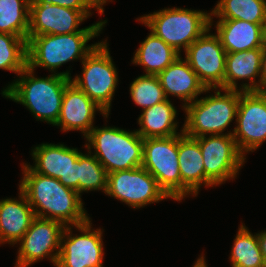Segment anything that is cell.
<instances>
[{
  "label": "cell",
  "instance_id": "6da1fadb",
  "mask_svg": "<svg viewBox=\"0 0 266 267\" xmlns=\"http://www.w3.org/2000/svg\"><path fill=\"white\" fill-rule=\"evenodd\" d=\"M23 166L19 190L27 197L36 217L59 221L64 226H76L89 219L77 191L65 187L58 179L34 172L30 165Z\"/></svg>",
  "mask_w": 266,
  "mask_h": 267
},
{
  "label": "cell",
  "instance_id": "7a4b0ae2",
  "mask_svg": "<svg viewBox=\"0 0 266 267\" xmlns=\"http://www.w3.org/2000/svg\"><path fill=\"white\" fill-rule=\"evenodd\" d=\"M28 66L19 74L21 79L2 91L5 98L26 106L38 120L55 125L60 115L63 94L71 82L69 72L35 78Z\"/></svg>",
  "mask_w": 266,
  "mask_h": 267
},
{
  "label": "cell",
  "instance_id": "3957f363",
  "mask_svg": "<svg viewBox=\"0 0 266 267\" xmlns=\"http://www.w3.org/2000/svg\"><path fill=\"white\" fill-rule=\"evenodd\" d=\"M107 21L95 23L81 31L72 34H47L28 37L27 39V66L34 70L42 66L56 70L63 63L85 57L98 44L86 46L91 38L98 36Z\"/></svg>",
  "mask_w": 266,
  "mask_h": 267
},
{
  "label": "cell",
  "instance_id": "277c9868",
  "mask_svg": "<svg viewBox=\"0 0 266 267\" xmlns=\"http://www.w3.org/2000/svg\"><path fill=\"white\" fill-rule=\"evenodd\" d=\"M93 129L86 136L95 149V158L107 173L141 167L143 162V138L137 131L129 132L116 127ZM91 145V146H90Z\"/></svg>",
  "mask_w": 266,
  "mask_h": 267
},
{
  "label": "cell",
  "instance_id": "5b68a950",
  "mask_svg": "<svg viewBox=\"0 0 266 267\" xmlns=\"http://www.w3.org/2000/svg\"><path fill=\"white\" fill-rule=\"evenodd\" d=\"M177 52L186 50L212 26L211 15L203 11L168 8L138 19Z\"/></svg>",
  "mask_w": 266,
  "mask_h": 267
},
{
  "label": "cell",
  "instance_id": "8992f818",
  "mask_svg": "<svg viewBox=\"0 0 266 267\" xmlns=\"http://www.w3.org/2000/svg\"><path fill=\"white\" fill-rule=\"evenodd\" d=\"M202 99H196L183 106L186 112V120L183 133L192 138L210 135H222L230 122L237 117L239 105V91L223 89Z\"/></svg>",
  "mask_w": 266,
  "mask_h": 267
},
{
  "label": "cell",
  "instance_id": "52a82bcc",
  "mask_svg": "<svg viewBox=\"0 0 266 267\" xmlns=\"http://www.w3.org/2000/svg\"><path fill=\"white\" fill-rule=\"evenodd\" d=\"M82 64V78L76 76L71 82L109 115L118 76L107 43H98Z\"/></svg>",
  "mask_w": 266,
  "mask_h": 267
},
{
  "label": "cell",
  "instance_id": "ba28073f",
  "mask_svg": "<svg viewBox=\"0 0 266 267\" xmlns=\"http://www.w3.org/2000/svg\"><path fill=\"white\" fill-rule=\"evenodd\" d=\"M144 167L165 194L181 201V174L178 161V135L143 140Z\"/></svg>",
  "mask_w": 266,
  "mask_h": 267
},
{
  "label": "cell",
  "instance_id": "9c48e42d",
  "mask_svg": "<svg viewBox=\"0 0 266 267\" xmlns=\"http://www.w3.org/2000/svg\"><path fill=\"white\" fill-rule=\"evenodd\" d=\"M204 159L205 186L233 179L246 158L237 148L233 133L195 138Z\"/></svg>",
  "mask_w": 266,
  "mask_h": 267
},
{
  "label": "cell",
  "instance_id": "30bf717a",
  "mask_svg": "<svg viewBox=\"0 0 266 267\" xmlns=\"http://www.w3.org/2000/svg\"><path fill=\"white\" fill-rule=\"evenodd\" d=\"M237 126L233 138L244 152L256 150L266 140V92L239 90Z\"/></svg>",
  "mask_w": 266,
  "mask_h": 267
},
{
  "label": "cell",
  "instance_id": "8fae6325",
  "mask_svg": "<svg viewBox=\"0 0 266 267\" xmlns=\"http://www.w3.org/2000/svg\"><path fill=\"white\" fill-rule=\"evenodd\" d=\"M106 194L134 208L169 198L142 166L109 173Z\"/></svg>",
  "mask_w": 266,
  "mask_h": 267
},
{
  "label": "cell",
  "instance_id": "7c38bea8",
  "mask_svg": "<svg viewBox=\"0 0 266 267\" xmlns=\"http://www.w3.org/2000/svg\"><path fill=\"white\" fill-rule=\"evenodd\" d=\"M208 32L209 29L185 50V60L205 88L223 90L227 53L218 35Z\"/></svg>",
  "mask_w": 266,
  "mask_h": 267
},
{
  "label": "cell",
  "instance_id": "4fadbf2b",
  "mask_svg": "<svg viewBox=\"0 0 266 267\" xmlns=\"http://www.w3.org/2000/svg\"><path fill=\"white\" fill-rule=\"evenodd\" d=\"M90 222L88 219L75 226L83 232L79 236H72L70 226H65L56 267H103L102 232L100 229L91 231Z\"/></svg>",
  "mask_w": 266,
  "mask_h": 267
},
{
  "label": "cell",
  "instance_id": "5bb4252c",
  "mask_svg": "<svg viewBox=\"0 0 266 267\" xmlns=\"http://www.w3.org/2000/svg\"><path fill=\"white\" fill-rule=\"evenodd\" d=\"M64 228L65 226L59 221L35 217L20 240L21 246L15 267H28L49 255L56 266ZM54 250L56 253L51 254Z\"/></svg>",
  "mask_w": 266,
  "mask_h": 267
},
{
  "label": "cell",
  "instance_id": "9a60e30c",
  "mask_svg": "<svg viewBox=\"0 0 266 267\" xmlns=\"http://www.w3.org/2000/svg\"><path fill=\"white\" fill-rule=\"evenodd\" d=\"M81 152L64 144H41L34 148L35 166L30 168L46 176L58 179L65 187L79 193V155Z\"/></svg>",
  "mask_w": 266,
  "mask_h": 267
},
{
  "label": "cell",
  "instance_id": "2e32d148",
  "mask_svg": "<svg viewBox=\"0 0 266 267\" xmlns=\"http://www.w3.org/2000/svg\"><path fill=\"white\" fill-rule=\"evenodd\" d=\"M87 17L80 11L44 0H30L28 37L47 34H72Z\"/></svg>",
  "mask_w": 266,
  "mask_h": 267
},
{
  "label": "cell",
  "instance_id": "e0dca14e",
  "mask_svg": "<svg viewBox=\"0 0 266 267\" xmlns=\"http://www.w3.org/2000/svg\"><path fill=\"white\" fill-rule=\"evenodd\" d=\"M107 114L83 91L70 82L64 91L59 118L55 126H60L63 131L80 130L86 137L93 129L95 111Z\"/></svg>",
  "mask_w": 266,
  "mask_h": 267
},
{
  "label": "cell",
  "instance_id": "ac0fdd59",
  "mask_svg": "<svg viewBox=\"0 0 266 267\" xmlns=\"http://www.w3.org/2000/svg\"><path fill=\"white\" fill-rule=\"evenodd\" d=\"M179 56L173 63L157 75L164 90L165 96L175 95L185 101V105L194 102L196 97L210 88L199 81L197 74L193 71L186 60Z\"/></svg>",
  "mask_w": 266,
  "mask_h": 267
},
{
  "label": "cell",
  "instance_id": "d6986e66",
  "mask_svg": "<svg viewBox=\"0 0 266 267\" xmlns=\"http://www.w3.org/2000/svg\"><path fill=\"white\" fill-rule=\"evenodd\" d=\"M178 134V161L181 174V200L189 193L196 196L204 184V159L198 141Z\"/></svg>",
  "mask_w": 266,
  "mask_h": 267
},
{
  "label": "cell",
  "instance_id": "ffe728a7",
  "mask_svg": "<svg viewBox=\"0 0 266 267\" xmlns=\"http://www.w3.org/2000/svg\"><path fill=\"white\" fill-rule=\"evenodd\" d=\"M33 208L20 190V201H0V243L15 244L21 240L35 218Z\"/></svg>",
  "mask_w": 266,
  "mask_h": 267
},
{
  "label": "cell",
  "instance_id": "44dd1931",
  "mask_svg": "<svg viewBox=\"0 0 266 267\" xmlns=\"http://www.w3.org/2000/svg\"><path fill=\"white\" fill-rule=\"evenodd\" d=\"M217 35L226 53L253 50L263 47L264 26L243 20H219Z\"/></svg>",
  "mask_w": 266,
  "mask_h": 267
},
{
  "label": "cell",
  "instance_id": "7402d4cb",
  "mask_svg": "<svg viewBox=\"0 0 266 267\" xmlns=\"http://www.w3.org/2000/svg\"><path fill=\"white\" fill-rule=\"evenodd\" d=\"M262 48L227 53L224 76V89H237L236 80L249 79L251 84H243L241 91H258L255 78L260 74Z\"/></svg>",
  "mask_w": 266,
  "mask_h": 267
},
{
  "label": "cell",
  "instance_id": "603a6c76",
  "mask_svg": "<svg viewBox=\"0 0 266 267\" xmlns=\"http://www.w3.org/2000/svg\"><path fill=\"white\" fill-rule=\"evenodd\" d=\"M175 117L176 109L169 99H166L143 110L138 119L141 128L137 130V133L143 139L178 135Z\"/></svg>",
  "mask_w": 266,
  "mask_h": 267
},
{
  "label": "cell",
  "instance_id": "cb8c5ba5",
  "mask_svg": "<svg viewBox=\"0 0 266 267\" xmlns=\"http://www.w3.org/2000/svg\"><path fill=\"white\" fill-rule=\"evenodd\" d=\"M179 56V52L151 32L140 44L133 63L144 66L146 75H158Z\"/></svg>",
  "mask_w": 266,
  "mask_h": 267
},
{
  "label": "cell",
  "instance_id": "d4e9b609",
  "mask_svg": "<svg viewBox=\"0 0 266 267\" xmlns=\"http://www.w3.org/2000/svg\"><path fill=\"white\" fill-rule=\"evenodd\" d=\"M220 20L266 24V0H220L210 15Z\"/></svg>",
  "mask_w": 266,
  "mask_h": 267
},
{
  "label": "cell",
  "instance_id": "484cf974",
  "mask_svg": "<svg viewBox=\"0 0 266 267\" xmlns=\"http://www.w3.org/2000/svg\"><path fill=\"white\" fill-rule=\"evenodd\" d=\"M30 0H0V33L28 39Z\"/></svg>",
  "mask_w": 266,
  "mask_h": 267
},
{
  "label": "cell",
  "instance_id": "4316f807",
  "mask_svg": "<svg viewBox=\"0 0 266 267\" xmlns=\"http://www.w3.org/2000/svg\"><path fill=\"white\" fill-rule=\"evenodd\" d=\"M230 260L232 267H266L258 235H252L244 225L240 226L235 237Z\"/></svg>",
  "mask_w": 266,
  "mask_h": 267
},
{
  "label": "cell",
  "instance_id": "83f0119b",
  "mask_svg": "<svg viewBox=\"0 0 266 267\" xmlns=\"http://www.w3.org/2000/svg\"><path fill=\"white\" fill-rule=\"evenodd\" d=\"M27 67V40L12 34L0 33V69L18 75Z\"/></svg>",
  "mask_w": 266,
  "mask_h": 267
},
{
  "label": "cell",
  "instance_id": "f1b7e54d",
  "mask_svg": "<svg viewBox=\"0 0 266 267\" xmlns=\"http://www.w3.org/2000/svg\"><path fill=\"white\" fill-rule=\"evenodd\" d=\"M90 155H79V195L83 191L103 190L106 193L108 173L102 164Z\"/></svg>",
  "mask_w": 266,
  "mask_h": 267
},
{
  "label": "cell",
  "instance_id": "f546056e",
  "mask_svg": "<svg viewBox=\"0 0 266 267\" xmlns=\"http://www.w3.org/2000/svg\"><path fill=\"white\" fill-rule=\"evenodd\" d=\"M133 101L144 109L165 101L164 90L157 75H141L130 86Z\"/></svg>",
  "mask_w": 266,
  "mask_h": 267
},
{
  "label": "cell",
  "instance_id": "4dcf8cb0",
  "mask_svg": "<svg viewBox=\"0 0 266 267\" xmlns=\"http://www.w3.org/2000/svg\"><path fill=\"white\" fill-rule=\"evenodd\" d=\"M48 1L54 5L61 7L80 10L86 17L91 15L89 12L91 8L98 9L100 14H103L102 6L106 3L107 0H44Z\"/></svg>",
  "mask_w": 266,
  "mask_h": 267
},
{
  "label": "cell",
  "instance_id": "1f68e13d",
  "mask_svg": "<svg viewBox=\"0 0 266 267\" xmlns=\"http://www.w3.org/2000/svg\"><path fill=\"white\" fill-rule=\"evenodd\" d=\"M259 77L260 81H258V92H266V48H262V60Z\"/></svg>",
  "mask_w": 266,
  "mask_h": 267
},
{
  "label": "cell",
  "instance_id": "d6a6232c",
  "mask_svg": "<svg viewBox=\"0 0 266 267\" xmlns=\"http://www.w3.org/2000/svg\"><path fill=\"white\" fill-rule=\"evenodd\" d=\"M257 235H258L260 250L262 252V256L266 264V231L258 233Z\"/></svg>",
  "mask_w": 266,
  "mask_h": 267
},
{
  "label": "cell",
  "instance_id": "836d02e7",
  "mask_svg": "<svg viewBox=\"0 0 266 267\" xmlns=\"http://www.w3.org/2000/svg\"><path fill=\"white\" fill-rule=\"evenodd\" d=\"M193 267H207L204 257L201 256V257L196 261V263L194 264Z\"/></svg>",
  "mask_w": 266,
  "mask_h": 267
},
{
  "label": "cell",
  "instance_id": "e575fe53",
  "mask_svg": "<svg viewBox=\"0 0 266 267\" xmlns=\"http://www.w3.org/2000/svg\"><path fill=\"white\" fill-rule=\"evenodd\" d=\"M266 48V25L264 26L263 47Z\"/></svg>",
  "mask_w": 266,
  "mask_h": 267
}]
</instances>
